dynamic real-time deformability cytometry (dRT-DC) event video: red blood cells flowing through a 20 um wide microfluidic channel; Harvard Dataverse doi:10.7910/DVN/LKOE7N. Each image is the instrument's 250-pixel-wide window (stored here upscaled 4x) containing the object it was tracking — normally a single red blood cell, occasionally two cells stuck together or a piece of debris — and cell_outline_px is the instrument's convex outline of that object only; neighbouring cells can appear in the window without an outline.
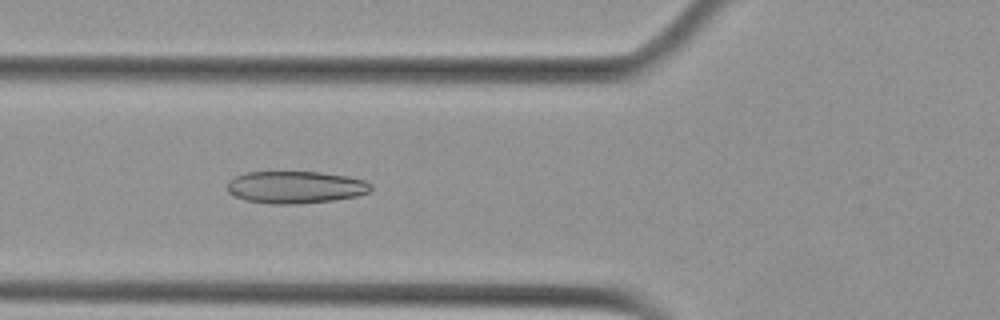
{"species": "Egyptian fruit bat (a non-hibernating species)", "species_latin": "Rousettus aegyptiacus", "temperature_condition": "cold", "stored_images_in_passage": 5, "camera_frame_rate_fps": 3000, "um_per_image_px": 0.085, "animal": {"sex": "female"}, "frame": {"image": 1, "passage_image": 4, "time_ms": 1.0, "image_size_px": [1000, 320], "cell_outline_px": [[372, 188], [368, 192], [356, 196], [332, 200], [300, 204], [268, 204], [244, 200], [228, 192], [228, 180], [236, 176], [248, 172], [320, 172], [348, 176], [364, 180], [372, 184]], "centroid_in_image_um": [25.11, 15.91], "position_along_channel_um": 100.7, "area_um2": 27.05}}
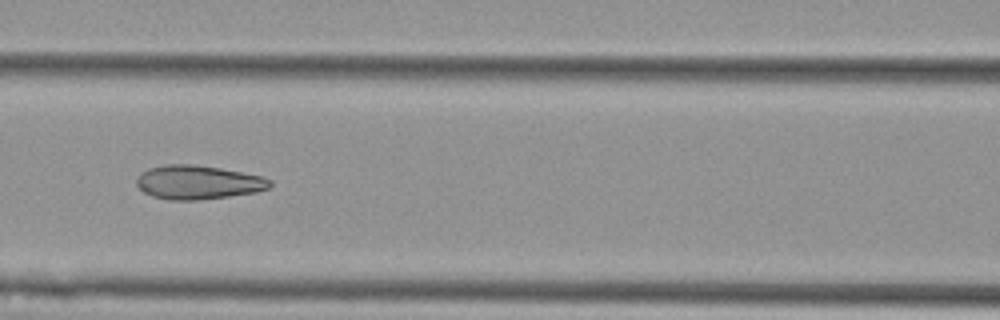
{"frame": {"image": 2, "passage_image": 5, "time_ms": 1.333, "image_size_px": [1000, 320], "cell_outline_px": [[272, 184], [268, 188], [256, 192], [200, 200], [172, 200], [152, 196], [144, 192], [136, 184], [136, 180], [140, 172], [148, 168], [164, 164], [192, 164], [220, 168], [264, 176], [272, 180]], "centroid_in_image_um": [16.83, 15.49], "position_along_channel_um": 149.8, "area_um2": 26.47}}